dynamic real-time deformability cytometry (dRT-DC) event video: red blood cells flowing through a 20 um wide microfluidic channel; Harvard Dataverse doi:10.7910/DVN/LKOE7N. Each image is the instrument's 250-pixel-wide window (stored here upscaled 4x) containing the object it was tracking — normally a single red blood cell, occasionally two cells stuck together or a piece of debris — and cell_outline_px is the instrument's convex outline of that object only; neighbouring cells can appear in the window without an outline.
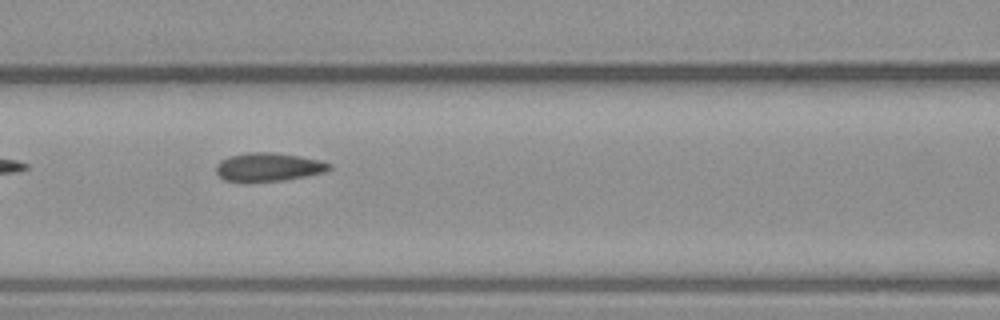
{"species": "common noctule bat (a hibernating species)", "species_latin": "Nyctalus noctula", "temperature_condition": "warm", "stored_images_in_passage": 7, "camera_frame_rate_fps": 3000, "um_per_image_px": 0.085, "animal": {"sex": "male", "body_mass_g": 23.1, "forearm_length_mm": 52.7}, "frame": {"image": 1, "passage_image": 7, "time_ms": 7.333, "image_size_px": [1000, 320], "cell_outline_px": [[332, 168], [324, 172], [284, 180], [224, 180], [216, 172], [216, 164], [220, 160], [228, 156], [248, 152], [272, 152], [300, 156], [320, 160], [332, 164]], "centroid_in_image_um": [22.83, 14.16], "position_along_channel_um": 143.8, "area_um2": 18.44}}